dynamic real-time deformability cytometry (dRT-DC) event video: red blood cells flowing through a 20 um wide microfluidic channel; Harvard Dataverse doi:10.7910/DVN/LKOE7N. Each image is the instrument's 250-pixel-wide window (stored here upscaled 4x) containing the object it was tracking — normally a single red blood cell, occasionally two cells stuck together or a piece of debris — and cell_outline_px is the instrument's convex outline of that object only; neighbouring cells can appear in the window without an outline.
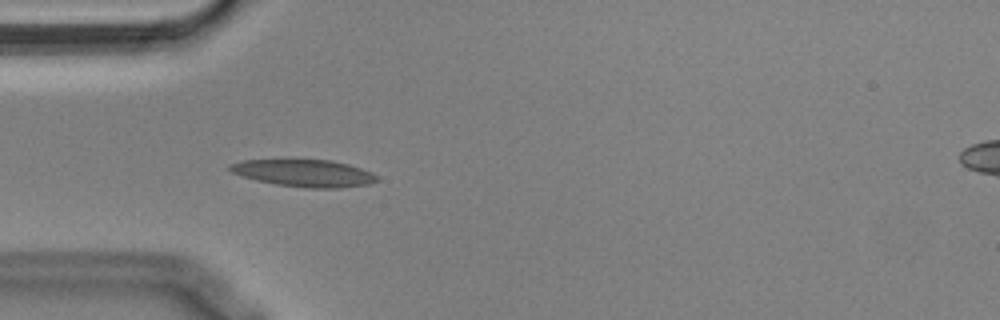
{"species": "Egyptian fruit bat (a non-hibernating species)", "species_latin": "Rousettus aegyptiacus", "temperature_condition": "cold", "stored_images_in_passage": 41, "camera_frame_rate_fps": 3000, "um_per_image_px": 0.085, "animal": {"sex": "male"}, "frame": {"image": 1, "passage_image": 2, "time_ms": 0.333, "image_size_px": [1000, 320], "cell_outline_px": [[380, 180], [368, 184], [340, 188], [308, 188], [276, 184], [256, 180], [232, 172], [228, 168], [228, 164], [240, 160], [332, 160], [348, 164], [372, 172]], "centroid_in_image_um": [25.86, 14.71], "position_along_channel_um": 59.1, "area_um2": 23.18}}
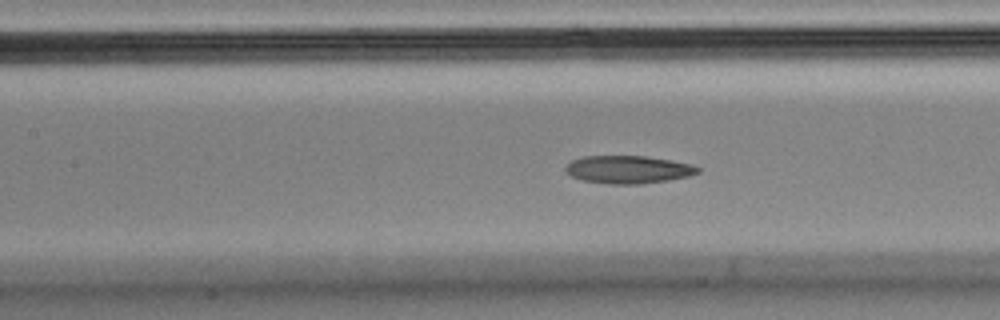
{"frame": {"image": 2, "passage_image": 10, "time_ms": 3.0, "image_size_px": [1000, 320], "cell_outline_px": [[700, 172], [688, 176], [668, 180], [640, 184], [608, 184], [584, 180], [572, 176], [564, 168], [572, 160], [584, 156], [644, 156], [672, 160], [692, 164], [700, 168]], "centroid_in_image_um": [53.43, 14.4], "position_along_channel_um": 154.0, "area_um2": 21.33}}
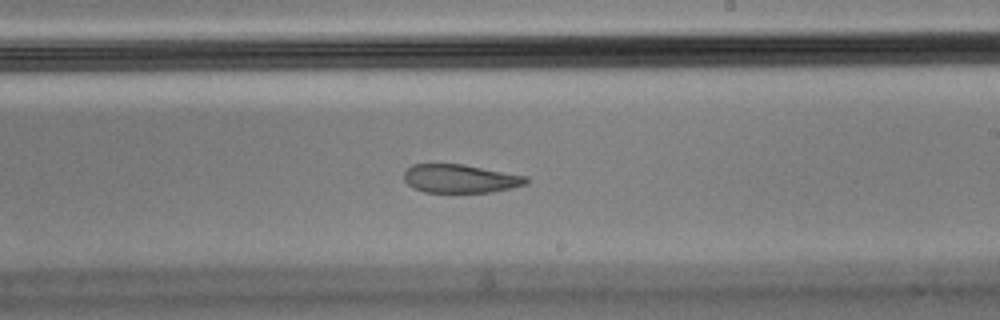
{"frame": {"image": 3, "passage_image": 18, "time_ms": 5.667, "image_size_px": [1000, 320], "cell_outline_px": [[528, 184], [512, 188], [492, 192], [424, 192], [412, 188], [404, 180], [404, 172], [412, 164], [464, 164], [528, 176]], "centroid_in_image_um": [39.14, 15.18], "position_along_channel_um": 249.9, "area_um2": 20.46}, "authors_computed_cell_mechanics": {"area_um2": 23.0044, "velocity_mm_per_s": 3.6122, "shape_relaxation_time_tau1_ms": null, "shape_relaxation_time_tau2_ms": 3.5309, "deformation_change_tau1": null, "deformation_change_tau2": 0.0979}}